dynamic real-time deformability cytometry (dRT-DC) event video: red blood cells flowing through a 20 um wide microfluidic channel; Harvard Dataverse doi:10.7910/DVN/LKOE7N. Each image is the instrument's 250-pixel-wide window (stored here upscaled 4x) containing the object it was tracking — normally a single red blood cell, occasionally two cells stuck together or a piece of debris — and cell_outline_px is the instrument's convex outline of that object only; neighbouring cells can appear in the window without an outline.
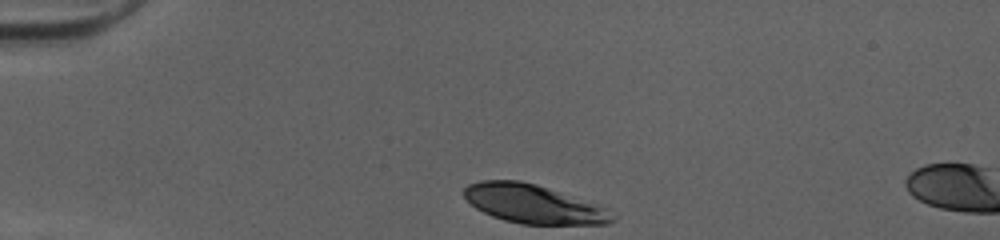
{"species": "human", "species_latin": "Homo sapiens", "temperature_condition": "cold", "stored_images_in_passage": 5, "camera_frame_rate_fps": 3000, "um_per_image_px": 0.085, "donor": {"sex": "female"}, "frame": {"image": 1, "passage_image": 1, "time_ms": 0.0, "image_size_px": [1000, 240], "cell_outline_px": [[616, 220], [608, 224], [520, 224], [504, 220], [492, 216], [476, 208], [464, 196], [464, 188], [468, 184], [480, 180], [520, 180], [536, 184], [600, 204], [608, 208], [616, 216]], "centroid_in_image_um": [45.4, 17.34], "position_along_channel_um": 39.6, "area_um2": 33.76}}